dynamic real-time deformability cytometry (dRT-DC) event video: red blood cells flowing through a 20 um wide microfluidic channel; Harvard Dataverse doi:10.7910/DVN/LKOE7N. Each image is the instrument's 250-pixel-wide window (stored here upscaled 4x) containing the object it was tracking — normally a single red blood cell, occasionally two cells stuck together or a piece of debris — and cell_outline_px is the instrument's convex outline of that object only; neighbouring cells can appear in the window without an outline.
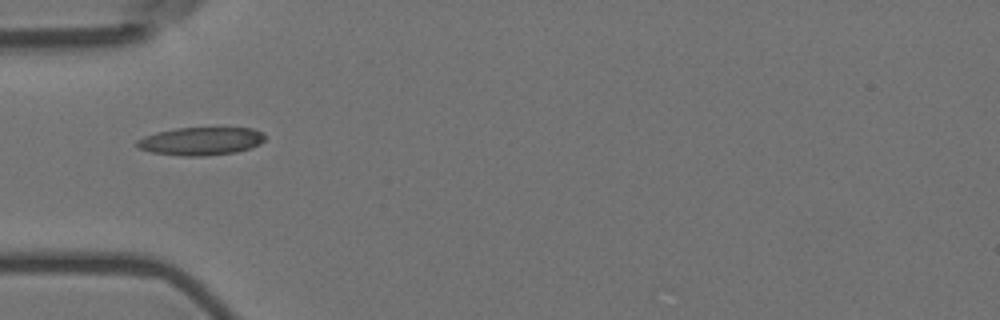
{"species": "Egyptian fruit bat (a non-hibernating species)", "species_latin": "Rousettus aegyptiacus", "temperature_condition": "room temperature", "stored_images_in_passage": 39, "camera_frame_rate_fps": 3000, "um_per_image_px": 0.085, "animal": {"sex": "female"}, "frame": {"image": 1, "passage_image": 1, "time_ms": 0.0, "image_size_px": [1000, 320], "cell_outline_px": [[264, 140], [260, 144], [236, 152], [208, 156], [180, 156], [152, 152], [140, 148], [136, 144], [136, 140], [144, 136], [156, 132], [176, 128], [252, 128], [264, 132]], "centroid_in_image_um": [17.07, 12.0], "position_along_channel_um": 67.9, "area_um2": 20.92}}
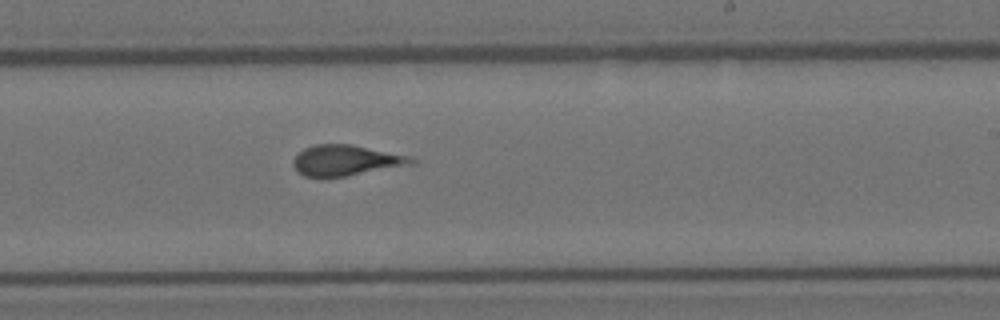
{"frame": {"image": 2, "passage_image": 17, "time_ms": 5.333, "image_size_px": [1000, 320], "cell_outline_px": [[416, 160], [412, 164], [344, 176], [304, 176], [296, 172], [292, 164], [292, 160], [304, 148], [316, 144], [352, 144], [416, 156]], "centroid_in_image_um": [29.43, 13.61], "position_along_channel_um": 259.6, "area_um2": 21.15}}
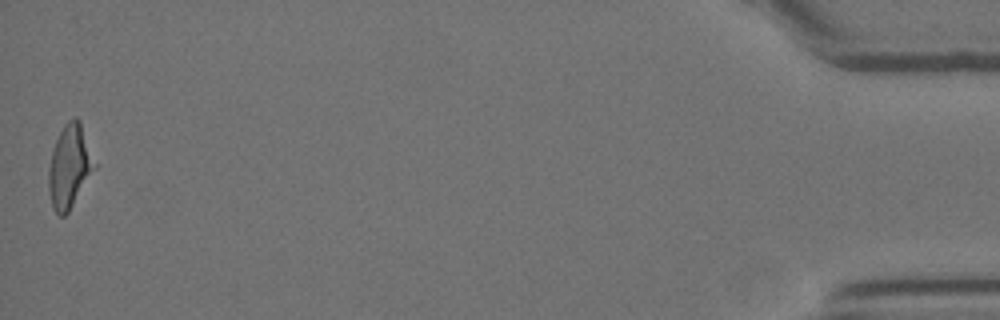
{"frame": {"image": 3, "passage_image": 39, "time_ms": 12.667, "image_size_px": [1000, 320], "cell_outline_px": [[96, 168], [68, 212], [64, 216], [60, 216], [52, 208], [48, 188], [48, 168], [52, 152], [56, 140], [64, 124], [68, 120], [76, 116], [80, 120], [96, 164]], "centroid_in_image_um": [5.91, 14.15], "position_along_channel_um": 429.3, "area_um2": 22.2}}